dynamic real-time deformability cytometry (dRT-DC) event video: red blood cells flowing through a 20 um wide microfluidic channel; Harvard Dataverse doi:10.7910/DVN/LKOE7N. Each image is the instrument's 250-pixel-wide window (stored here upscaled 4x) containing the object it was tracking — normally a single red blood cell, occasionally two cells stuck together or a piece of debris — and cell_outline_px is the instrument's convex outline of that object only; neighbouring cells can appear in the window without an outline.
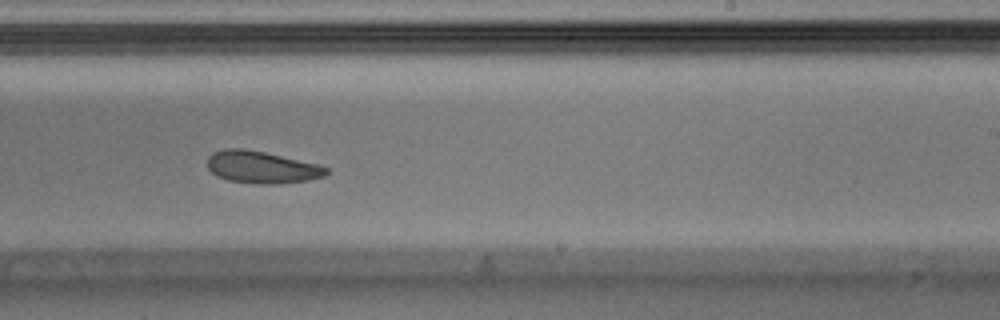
{"species": "Egyptian fruit bat (a non-hibernating species)", "species_latin": "Rousettus aegyptiacus", "temperature_condition": "warm", "stored_images_in_passage": 39, "camera_frame_rate_fps": 3000, "um_per_image_px": 0.085, "animal": {"sex": "male"}, "frame": {"image": 1, "passage_image": 23, "time_ms": 7.333, "image_size_px": [1000, 320], "cell_outline_px": [[328, 172], [324, 176], [308, 180], [280, 184], [256, 184], [228, 180], [216, 176], [208, 168], [208, 156], [212, 152], [224, 148], [244, 148], [264, 152], [320, 164], [328, 168]], "centroid_in_image_um": [22.24, 14.21], "position_along_channel_um": 266.8, "area_um2": 22.48}}
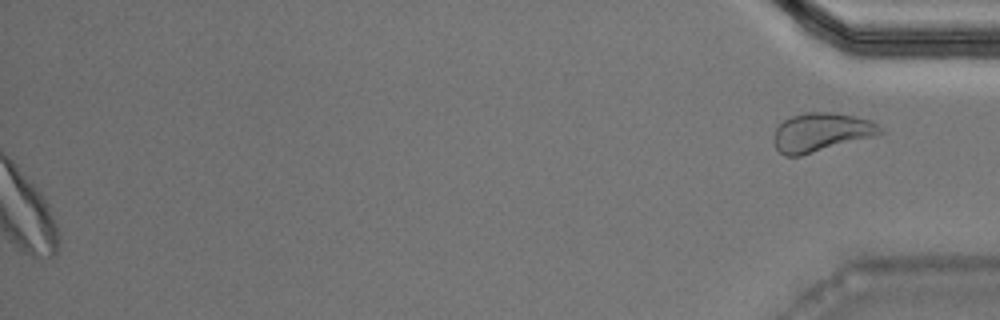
{"frame": {"image": 2, "passage_image": 39, "time_ms": 12.667, "image_size_px": [1000, 320], "cell_outline_px": [[884, 132], [876, 136], [800, 156], [784, 156], [776, 148], [772, 140], [772, 136], [776, 128], [784, 120], [792, 116], [808, 112], [832, 112], [856, 116], [868, 120], [876, 124]], "centroid_in_image_um": [69.77, 11.25], "position_along_channel_um": 365.4, "area_um2": 24.04}}